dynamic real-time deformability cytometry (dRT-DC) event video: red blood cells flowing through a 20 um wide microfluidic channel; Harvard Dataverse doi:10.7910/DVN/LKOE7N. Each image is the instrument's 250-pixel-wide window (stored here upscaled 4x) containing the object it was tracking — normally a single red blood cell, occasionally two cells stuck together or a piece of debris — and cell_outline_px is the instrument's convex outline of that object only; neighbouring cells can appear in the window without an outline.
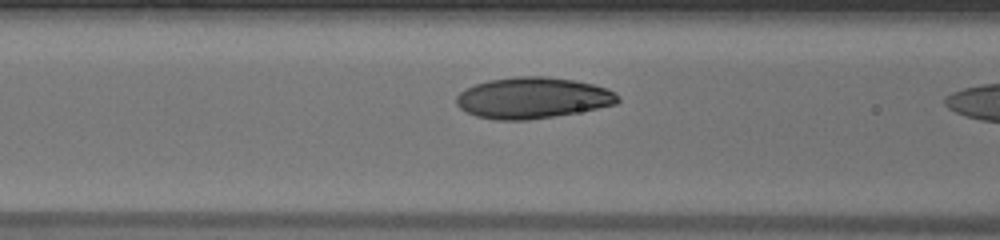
{"species": "human", "species_latin": "Homo sapiens", "temperature_condition": "warm", "stored_images_in_passage": 13, "camera_frame_rate_fps": 3000, "um_per_image_px": 0.085, "donor": {"sex": "male"}, "frame": {"image": 1, "passage_image": 11, "time_ms": 3.333, "image_size_px": [1000, 240], "cell_outline_px": [[620, 100], [616, 104], [556, 116], [528, 120], [496, 120], [476, 116], [464, 112], [456, 104], [456, 96], [464, 88], [488, 80], [516, 76], [548, 76], [576, 80], [608, 88], [616, 92], [620, 96]], "centroid_in_image_um": [45.27, 8.31], "position_along_channel_um": 121.3, "area_um2": 39.07}}